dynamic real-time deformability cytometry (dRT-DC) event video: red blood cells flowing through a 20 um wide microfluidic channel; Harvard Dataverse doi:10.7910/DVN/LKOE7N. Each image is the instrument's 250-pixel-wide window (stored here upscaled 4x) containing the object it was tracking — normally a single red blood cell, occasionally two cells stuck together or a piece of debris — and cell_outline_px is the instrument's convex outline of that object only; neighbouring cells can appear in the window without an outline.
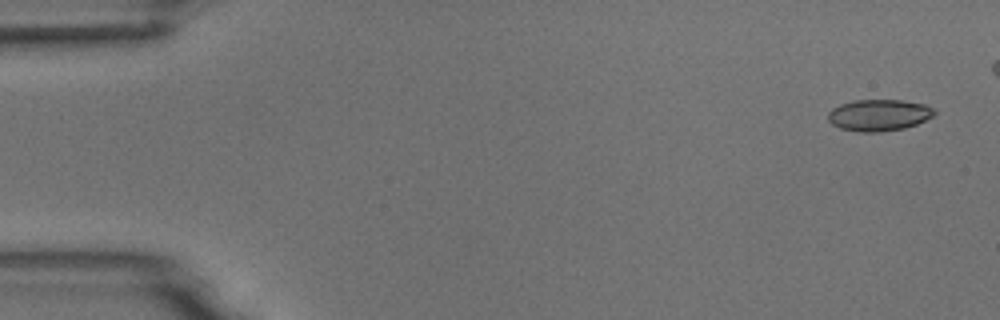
{"species": "common noctule bat (a hibernating species)", "species_latin": "Nyctalus noctula", "temperature_condition": "room temperature", "stored_images_in_passage": 7, "camera_frame_rate_fps": 3000, "um_per_image_px": 0.085, "animal": {"sex": "male", "body_mass_g": 18.8}, "frame": {"image": 1, "passage_image": 1, "time_ms": 0.0, "image_size_px": [1000, 320], "cell_outline_px": [[936, 112], [932, 116], [916, 124], [904, 128], [880, 132], [860, 132], [840, 128], [832, 124], [828, 120], [828, 112], [832, 108], [840, 104], [856, 100], [900, 100], [924, 104], [932, 108]], "centroid_in_image_um": [74.67, 9.79], "position_along_channel_um": 10.3, "area_um2": 19.42}}